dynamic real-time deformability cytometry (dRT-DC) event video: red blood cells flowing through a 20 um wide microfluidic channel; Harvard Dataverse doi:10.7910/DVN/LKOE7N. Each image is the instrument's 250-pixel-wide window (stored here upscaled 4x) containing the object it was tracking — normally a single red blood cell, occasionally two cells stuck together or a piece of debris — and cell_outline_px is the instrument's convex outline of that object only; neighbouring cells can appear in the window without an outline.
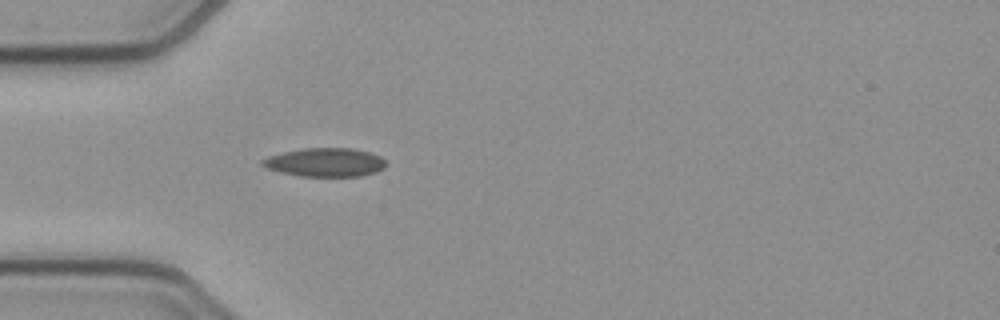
{"species": "common noctule bat (a hibernating species)", "species_latin": "Nyctalus noctula", "temperature_condition": "cold", "stored_images_in_passage": 8, "camera_frame_rate_fps": 3000, "um_per_image_px": 0.085, "animal": {"sex": "female", "body_mass_g": 21.9}, "frame": {"image": 1, "passage_image": 5, "time_ms": 1.333, "image_size_px": [1000, 320], "cell_outline_px": [[388, 164], [384, 168], [376, 172], [360, 176], [300, 176], [268, 168], [260, 164], [260, 160], [268, 156], [284, 152], [304, 148], [352, 148], [368, 152], [380, 156]], "centroid_in_image_um": [27.66, 13.79], "position_along_channel_um": 57.3, "area_um2": 20.52}}